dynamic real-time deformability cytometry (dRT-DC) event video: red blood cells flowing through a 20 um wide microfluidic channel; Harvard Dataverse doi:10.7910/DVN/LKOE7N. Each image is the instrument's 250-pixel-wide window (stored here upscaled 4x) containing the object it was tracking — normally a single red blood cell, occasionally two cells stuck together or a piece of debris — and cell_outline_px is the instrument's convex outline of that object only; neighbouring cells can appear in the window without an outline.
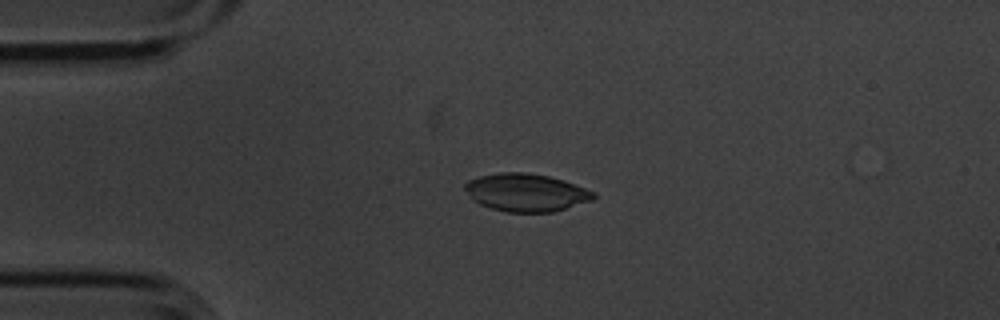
{"species": "common noctule bat (a hibernating species)", "species_latin": "Nyctalus noctula", "temperature_condition": "cold", "stored_images_in_passage": 4, "camera_frame_rate_fps": 3000, "um_per_image_px": 0.085, "animal": {"sex": "male", "body_mass_g": 20.1, "forearm_length_mm": 53.5}, "frame": {"image": 1, "passage_image": 3, "time_ms": 0.667, "image_size_px": [1000, 320], "cell_outline_px": [[596, 196], [592, 200], [552, 212], [508, 212], [492, 208], [480, 204], [472, 200], [464, 188], [464, 184], [468, 180], [480, 176], [500, 172], [528, 172], [548, 176], [564, 180], [596, 192]], "centroid_in_image_um": [44.71, 16.35], "position_along_channel_um": 40.3, "area_um2": 28.32}}